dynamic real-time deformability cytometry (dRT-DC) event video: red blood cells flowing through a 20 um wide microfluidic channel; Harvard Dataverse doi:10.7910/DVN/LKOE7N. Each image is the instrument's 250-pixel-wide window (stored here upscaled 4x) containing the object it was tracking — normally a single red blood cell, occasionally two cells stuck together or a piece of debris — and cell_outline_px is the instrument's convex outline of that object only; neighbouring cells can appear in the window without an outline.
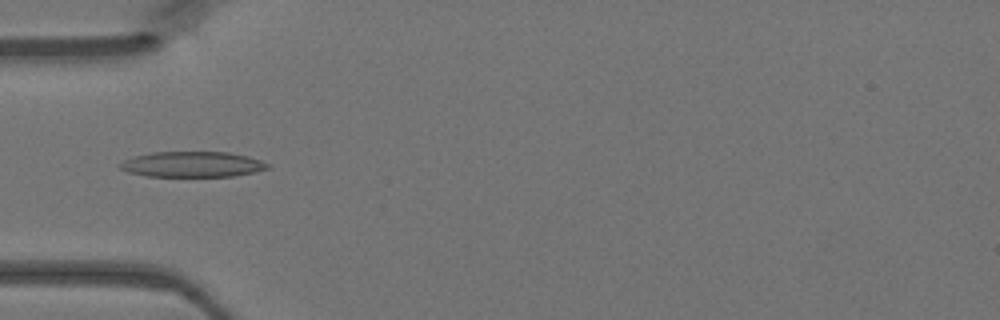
{"species": "Egyptian fruit bat (a non-hibernating species)", "species_latin": "Rousettus aegyptiacus", "temperature_condition": "warm", "stored_images_in_passage": 33, "camera_frame_rate_fps": 3000, "um_per_image_px": 0.085, "animal": {"sex": "female"}, "frame": {"image": 1, "passage_image": 1, "time_ms": 0.0, "image_size_px": [1000, 320], "cell_outline_px": [[272, 164], [268, 168], [256, 172], [232, 176], [148, 176], [128, 172], [120, 168], [120, 164], [124, 160], [136, 156], [152, 152], [228, 152], [248, 156]], "centroid_in_image_um": [16.4, 13.96], "position_along_channel_um": 68.6, "area_um2": 21.85}}
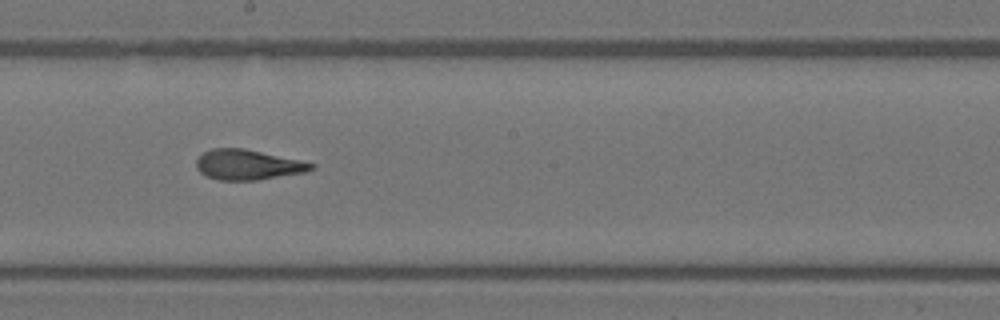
{"frame": {"image": 2, "passage_image": 12, "time_ms": 3.667, "image_size_px": [1000, 320], "cell_outline_px": [[316, 168], [304, 172], [256, 180], [220, 180], [208, 176], [200, 172], [196, 168], [196, 160], [204, 152], [212, 148], [244, 148], [300, 160], [316, 164]], "centroid_in_image_um": [21.07, 13.99], "position_along_channel_um": 227.1, "area_um2": 20.06}}
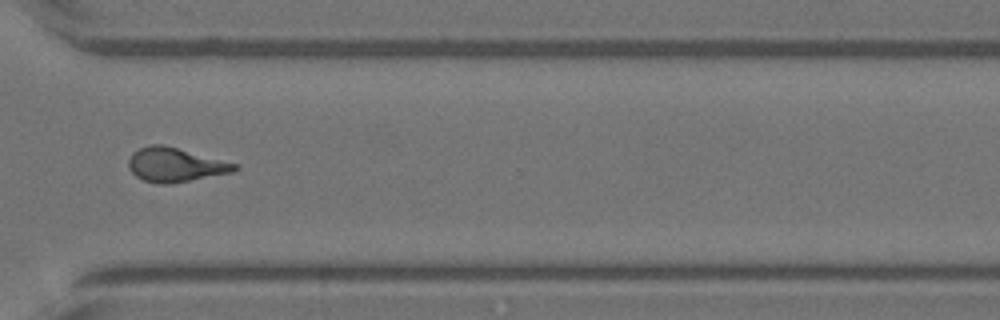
{"frame": {"image": 3, "passage_image": 21, "time_ms": 6.667, "image_size_px": [1000, 320], "cell_outline_px": [[240, 168], [232, 172], [168, 184], [160, 184], [144, 180], [136, 176], [128, 168], [128, 160], [132, 152], [140, 148], [152, 144], [164, 144], [240, 164]], "centroid_in_image_um": [14.91, 13.99], "position_along_channel_um": 355.7, "area_um2": 21.15}}